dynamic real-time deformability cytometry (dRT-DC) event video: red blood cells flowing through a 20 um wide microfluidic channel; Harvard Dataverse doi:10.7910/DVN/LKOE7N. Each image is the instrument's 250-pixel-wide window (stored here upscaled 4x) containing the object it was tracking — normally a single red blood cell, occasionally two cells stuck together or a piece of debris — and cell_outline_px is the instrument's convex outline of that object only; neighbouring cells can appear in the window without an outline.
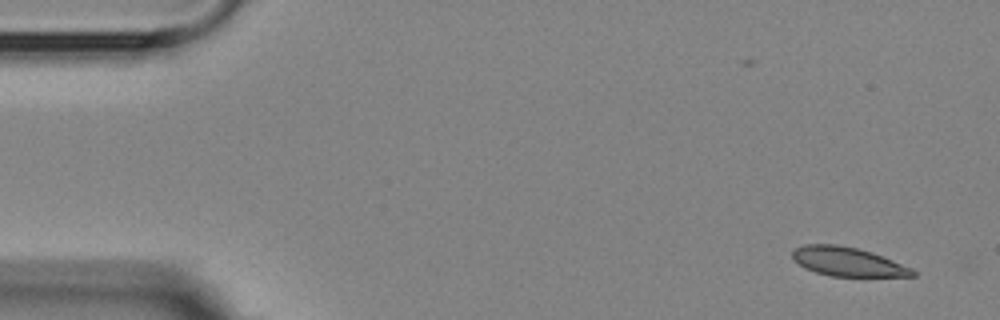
{"species": "Egyptian fruit bat (a non-hibernating species)", "species_latin": "Rousettus aegyptiacus", "temperature_condition": "room temperature", "stored_images_in_passage": 7, "camera_frame_rate_fps": 3000, "um_per_image_px": 0.085, "animal": {"sex": "female"}, "frame": {"image": 1, "passage_image": 1, "time_ms": 0.0, "image_size_px": [1000, 320], "cell_outline_px": [[916, 276], [832, 276], [816, 272], [804, 268], [792, 260], [792, 252], [796, 248], [804, 244], [836, 244], [856, 248], [872, 252], [912, 268], [916, 272]], "centroid_in_image_um": [72.02, 22.24], "position_along_channel_um": 13.0, "area_um2": 20.23}}
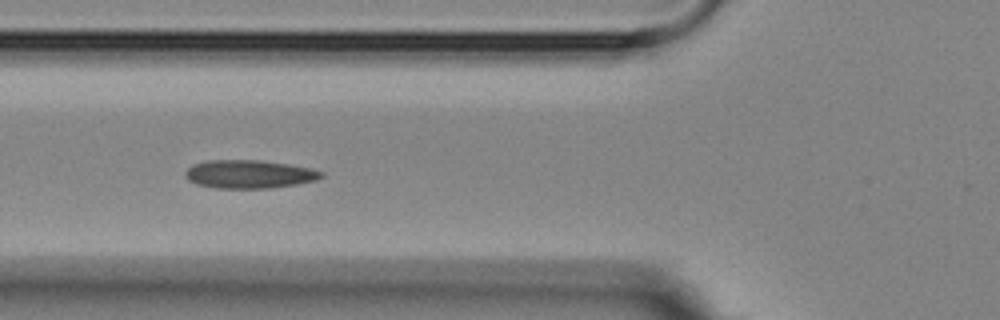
{"frame": {"image": 2, "passage_image": 6, "time_ms": 5.667, "image_size_px": [1000, 320], "cell_outline_px": [[324, 176], [316, 180], [296, 184], [272, 188], [216, 188], [196, 184], [188, 180], [184, 176], [184, 172], [192, 164], [208, 160], [256, 160], [288, 164], [308, 168], [324, 172]], "centroid_in_image_um": [21.14, 14.81], "position_along_channel_um": 104.7, "area_um2": 22.43}}
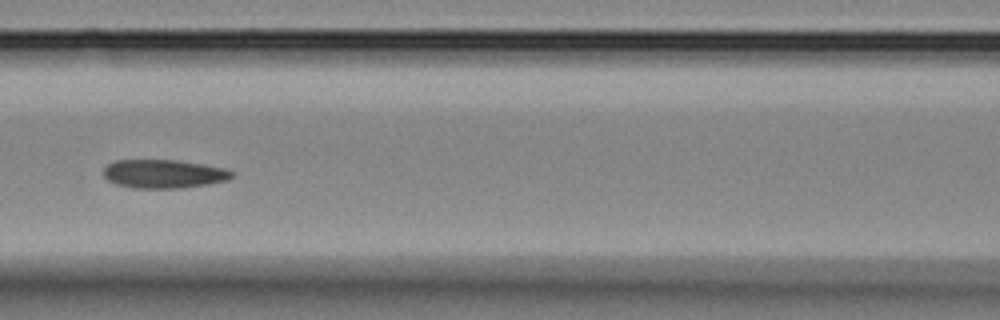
{"frame": {"image": 3, "passage_image": 7, "time_ms": 7.0, "image_size_px": [1000, 320], "cell_outline_px": [[232, 176], [228, 180], [208, 184], [180, 188], [136, 188], [116, 184], [108, 180], [104, 176], [104, 168], [108, 164], [116, 160], [176, 160], [204, 164], [224, 168], [232, 172]], "centroid_in_image_um": [13.91, 14.77], "position_along_channel_um": 152.7, "area_um2": 21.27}}